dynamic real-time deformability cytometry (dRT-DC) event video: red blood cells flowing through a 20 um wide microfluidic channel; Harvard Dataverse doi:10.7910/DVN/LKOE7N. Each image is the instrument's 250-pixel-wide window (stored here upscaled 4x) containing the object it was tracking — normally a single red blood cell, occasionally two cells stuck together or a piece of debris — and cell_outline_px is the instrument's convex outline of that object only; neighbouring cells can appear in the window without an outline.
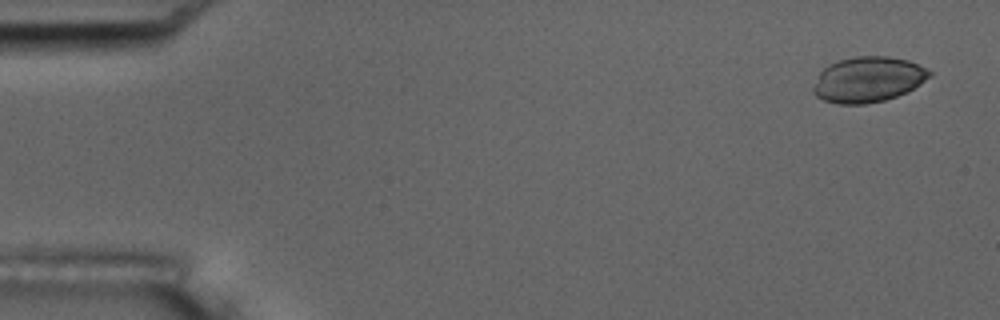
{"species": "common noctule bat (a hibernating species)", "species_latin": "Nyctalus noctula", "temperature_condition": "room temperature", "stored_images_in_passage": 4, "camera_frame_rate_fps": 3000, "um_per_image_px": 0.085, "animal": {"sex": "male", "body_mass_g": 17.5, "forearm_length_mm": 52.3}, "frame": {"image": 1, "passage_image": 1, "time_ms": 0.0, "image_size_px": [1000, 320], "cell_outline_px": [[932, 76], [908, 92], [884, 100], [864, 104], [836, 104], [824, 100], [816, 96], [812, 92], [812, 88], [820, 72], [828, 64], [840, 60], [856, 56], [888, 56], [908, 60], [932, 72]], "centroid_in_image_um": [73.78, 6.76], "position_along_channel_um": 11.2, "area_um2": 30.81}}